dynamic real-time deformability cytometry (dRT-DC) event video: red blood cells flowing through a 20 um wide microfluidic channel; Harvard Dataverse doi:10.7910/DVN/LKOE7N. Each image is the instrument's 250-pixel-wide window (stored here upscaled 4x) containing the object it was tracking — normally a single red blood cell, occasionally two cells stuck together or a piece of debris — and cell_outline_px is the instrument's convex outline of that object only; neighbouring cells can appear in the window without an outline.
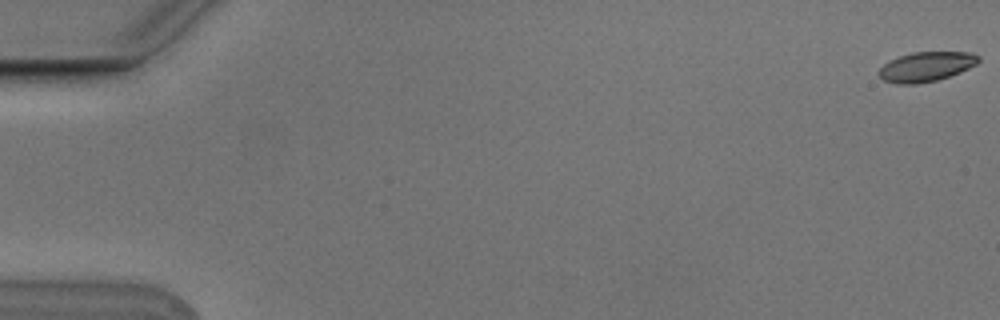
{"species": "Egyptian fruit bat (a non-hibernating species)", "species_latin": "Rousettus aegyptiacus", "temperature_condition": "cold", "stored_images_in_passage": 6, "camera_frame_rate_fps": 3000, "um_per_image_px": 0.085, "animal": {"sex": "male"}, "frame": {"image": 1, "passage_image": 1, "time_ms": 0.0, "image_size_px": [1000, 320], "cell_outline_px": [[980, 60], [976, 64], [960, 72], [936, 80], [916, 84], [896, 84], [884, 80], [876, 72], [888, 60], [912, 52], [972, 52], [980, 56]], "centroid_in_image_um": [78.71, 5.66], "position_along_channel_um": 6.3, "area_um2": 17.22}}
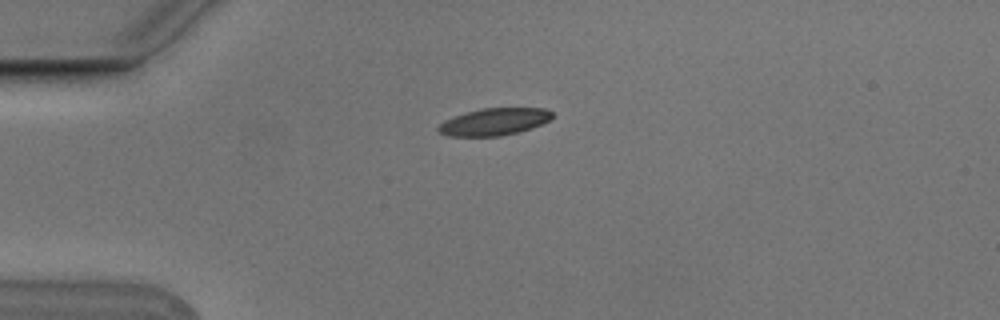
{"frame": {"image": 2, "passage_image": 5, "time_ms": 1.333, "image_size_px": [1000, 320], "cell_outline_px": [[552, 116], [548, 120], [532, 128], [520, 132], [500, 136], [448, 136], [436, 132], [436, 128], [444, 120], [480, 108], [544, 108], [552, 112]], "centroid_in_image_um": [41.97, 10.36], "position_along_channel_um": 43.0, "area_um2": 17.98}}